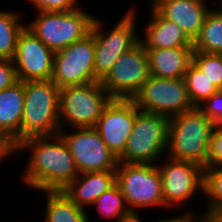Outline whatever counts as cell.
I'll use <instances>...</instances> for the list:
<instances>
[{
    "mask_svg": "<svg viewBox=\"0 0 222 222\" xmlns=\"http://www.w3.org/2000/svg\"><path fill=\"white\" fill-rule=\"evenodd\" d=\"M25 149L31 154L21 179L34 190L62 191L79 175L75 160L59 132L26 139L14 148V153Z\"/></svg>",
    "mask_w": 222,
    "mask_h": 222,
    "instance_id": "obj_1",
    "label": "cell"
},
{
    "mask_svg": "<svg viewBox=\"0 0 222 222\" xmlns=\"http://www.w3.org/2000/svg\"><path fill=\"white\" fill-rule=\"evenodd\" d=\"M215 123L194 107L170 118L166 156L192 161L206 167L209 143Z\"/></svg>",
    "mask_w": 222,
    "mask_h": 222,
    "instance_id": "obj_2",
    "label": "cell"
},
{
    "mask_svg": "<svg viewBox=\"0 0 222 222\" xmlns=\"http://www.w3.org/2000/svg\"><path fill=\"white\" fill-rule=\"evenodd\" d=\"M59 90L51 79L24 81V110L19 143L34 136L60 131Z\"/></svg>",
    "mask_w": 222,
    "mask_h": 222,
    "instance_id": "obj_3",
    "label": "cell"
},
{
    "mask_svg": "<svg viewBox=\"0 0 222 222\" xmlns=\"http://www.w3.org/2000/svg\"><path fill=\"white\" fill-rule=\"evenodd\" d=\"M36 19L27 24L29 29L53 52L83 39L91 32L94 16L83 9L73 11L38 12Z\"/></svg>",
    "mask_w": 222,
    "mask_h": 222,
    "instance_id": "obj_4",
    "label": "cell"
},
{
    "mask_svg": "<svg viewBox=\"0 0 222 222\" xmlns=\"http://www.w3.org/2000/svg\"><path fill=\"white\" fill-rule=\"evenodd\" d=\"M169 121L165 115L137 108L134 128L119 162L157 164L154 162L167 151Z\"/></svg>",
    "mask_w": 222,
    "mask_h": 222,
    "instance_id": "obj_5",
    "label": "cell"
},
{
    "mask_svg": "<svg viewBox=\"0 0 222 222\" xmlns=\"http://www.w3.org/2000/svg\"><path fill=\"white\" fill-rule=\"evenodd\" d=\"M111 99L101 81L60 88V130L65 128V123L70 128L94 127Z\"/></svg>",
    "mask_w": 222,
    "mask_h": 222,
    "instance_id": "obj_6",
    "label": "cell"
},
{
    "mask_svg": "<svg viewBox=\"0 0 222 222\" xmlns=\"http://www.w3.org/2000/svg\"><path fill=\"white\" fill-rule=\"evenodd\" d=\"M123 15L109 33L104 32L105 26L96 16L93 21L91 32L95 40L94 68L99 81L106 77L121 54L128 52L140 42V35L135 25V8L128 9Z\"/></svg>",
    "mask_w": 222,
    "mask_h": 222,
    "instance_id": "obj_7",
    "label": "cell"
},
{
    "mask_svg": "<svg viewBox=\"0 0 222 222\" xmlns=\"http://www.w3.org/2000/svg\"><path fill=\"white\" fill-rule=\"evenodd\" d=\"M116 183L132 214H137L140 207L164 206L162 179L156 164L119 162Z\"/></svg>",
    "mask_w": 222,
    "mask_h": 222,
    "instance_id": "obj_8",
    "label": "cell"
},
{
    "mask_svg": "<svg viewBox=\"0 0 222 222\" xmlns=\"http://www.w3.org/2000/svg\"><path fill=\"white\" fill-rule=\"evenodd\" d=\"M131 100L142 111L169 118L194 108L184 78L165 79L150 75Z\"/></svg>",
    "mask_w": 222,
    "mask_h": 222,
    "instance_id": "obj_9",
    "label": "cell"
},
{
    "mask_svg": "<svg viewBox=\"0 0 222 222\" xmlns=\"http://www.w3.org/2000/svg\"><path fill=\"white\" fill-rule=\"evenodd\" d=\"M95 40L90 32L66 48L55 52L51 80L63 88L99 82L95 76Z\"/></svg>",
    "mask_w": 222,
    "mask_h": 222,
    "instance_id": "obj_10",
    "label": "cell"
},
{
    "mask_svg": "<svg viewBox=\"0 0 222 222\" xmlns=\"http://www.w3.org/2000/svg\"><path fill=\"white\" fill-rule=\"evenodd\" d=\"M71 129L74 130L72 133L65 132V129L59 133L75 160L79 174L116 171L119 160L94 127Z\"/></svg>",
    "mask_w": 222,
    "mask_h": 222,
    "instance_id": "obj_11",
    "label": "cell"
},
{
    "mask_svg": "<svg viewBox=\"0 0 222 222\" xmlns=\"http://www.w3.org/2000/svg\"><path fill=\"white\" fill-rule=\"evenodd\" d=\"M149 77L147 52L139 42L121 54L101 84L112 99H132Z\"/></svg>",
    "mask_w": 222,
    "mask_h": 222,
    "instance_id": "obj_12",
    "label": "cell"
},
{
    "mask_svg": "<svg viewBox=\"0 0 222 222\" xmlns=\"http://www.w3.org/2000/svg\"><path fill=\"white\" fill-rule=\"evenodd\" d=\"M158 165L162 179L164 208L192 199L196 191L203 192L204 167L192 161L174 160L165 156Z\"/></svg>",
    "mask_w": 222,
    "mask_h": 222,
    "instance_id": "obj_13",
    "label": "cell"
},
{
    "mask_svg": "<svg viewBox=\"0 0 222 222\" xmlns=\"http://www.w3.org/2000/svg\"><path fill=\"white\" fill-rule=\"evenodd\" d=\"M136 115L137 107L131 99H111L94 126L117 158L124 153Z\"/></svg>",
    "mask_w": 222,
    "mask_h": 222,
    "instance_id": "obj_14",
    "label": "cell"
},
{
    "mask_svg": "<svg viewBox=\"0 0 222 222\" xmlns=\"http://www.w3.org/2000/svg\"><path fill=\"white\" fill-rule=\"evenodd\" d=\"M55 52L26 27L19 34L13 63L19 81L49 80L53 74Z\"/></svg>",
    "mask_w": 222,
    "mask_h": 222,
    "instance_id": "obj_15",
    "label": "cell"
},
{
    "mask_svg": "<svg viewBox=\"0 0 222 222\" xmlns=\"http://www.w3.org/2000/svg\"><path fill=\"white\" fill-rule=\"evenodd\" d=\"M162 17L175 22L194 41L199 35L208 12L206 0H151Z\"/></svg>",
    "mask_w": 222,
    "mask_h": 222,
    "instance_id": "obj_16",
    "label": "cell"
},
{
    "mask_svg": "<svg viewBox=\"0 0 222 222\" xmlns=\"http://www.w3.org/2000/svg\"><path fill=\"white\" fill-rule=\"evenodd\" d=\"M24 110V82L17 81L0 91V137L14 149L19 144Z\"/></svg>",
    "mask_w": 222,
    "mask_h": 222,
    "instance_id": "obj_17",
    "label": "cell"
},
{
    "mask_svg": "<svg viewBox=\"0 0 222 222\" xmlns=\"http://www.w3.org/2000/svg\"><path fill=\"white\" fill-rule=\"evenodd\" d=\"M116 183V171L79 174L62 192L78 207L86 209Z\"/></svg>",
    "mask_w": 222,
    "mask_h": 222,
    "instance_id": "obj_18",
    "label": "cell"
},
{
    "mask_svg": "<svg viewBox=\"0 0 222 222\" xmlns=\"http://www.w3.org/2000/svg\"><path fill=\"white\" fill-rule=\"evenodd\" d=\"M150 75L165 79L184 78L192 63L193 46L145 49Z\"/></svg>",
    "mask_w": 222,
    "mask_h": 222,
    "instance_id": "obj_19",
    "label": "cell"
},
{
    "mask_svg": "<svg viewBox=\"0 0 222 222\" xmlns=\"http://www.w3.org/2000/svg\"><path fill=\"white\" fill-rule=\"evenodd\" d=\"M150 21L146 24L140 43L145 49L193 46V41L175 22L162 17L153 7Z\"/></svg>",
    "mask_w": 222,
    "mask_h": 222,
    "instance_id": "obj_20",
    "label": "cell"
},
{
    "mask_svg": "<svg viewBox=\"0 0 222 222\" xmlns=\"http://www.w3.org/2000/svg\"><path fill=\"white\" fill-rule=\"evenodd\" d=\"M46 193L44 222H90L86 210L75 205L62 191Z\"/></svg>",
    "mask_w": 222,
    "mask_h": 222,
    "instance_id": "obj_21",
    "label": "cell"
},
{
    "mask_svg": "<svg viewBox=\"0 0 222 222\" xmlns=\"http://www.w3.org/2000/svg\"><path fill=\"white\" fill-rule=\"evenodd\" d=\"M194 52L222 54V14L211 9L199 35L193 41Z\"/></svg>",
    "mask_w": 222,
    "mask_h": 222,
    "instance_id": "obj_22",
    "label": "cell"
},
{
    "mask_svg": "<svg viewBox=\"0 0 222 222\" xmlns=\"http://www.w3.org/2000/svg\"><path fill=\"white\" fill-rule=\"evenodd\" d=\"M18 11L0 10V58L12 60L19 34L26 27Z\"/></svg>",
    "mask_w": 222,
    "mask_h": 222,
    "instance_id": "obj_23",
    "label": "cell"
},
{
    "mask_svg": "<svg viewBox=\"0 0 222 222\" xmlns=\"http://www.w3.org/2000/svg\"><path fill=\"white\" fill-rule=\"evenodd\" d=\"M92 206L98 209L103 219L106 217L109 219L115 218V222H121L132 215L126 205L122 190L117 183L104 192Z\"/></svg>",
    "mask_w": 222,
    "mask_h": 222,
    "instance_id": "obj_24",
    "label": "cell"
},
{
    "mask_svg": "<svg viewBox=\"0 0 222 222\" xmlns=\"http://www.w3.org/2000/svg\"><path fill=\"white\" fill-rule=\"evenodd\" d=\"M184 80L189 98L194 107H199L219 89L193 62L189 65Z\"/></svg>",
    "mask_w": 222,
    "mask_h": 222,
    "instance_id": "obj_25",
    "label": "cell"
},
{
    "mask_svg": "<svg viewBox=\"0 0 222 222\" xmlns=\"http://www.w3.org/2000/svg\"><path fill=\"white\" fill-rule=\"evenodd\" d=\"M203 192L208 199L206 211L222 210V168H204Z\"/></svg>",
    "mask_w": 222,
    "mask_h": 222,
    "instance_id": "obj_26",
    "label": "cell"
},
{
    "mask_svg": "<svg viewBox=\"0 0 222 222\" xmlns=\"http://www.w3.org/2000/svg\"><path fill=\"white\" fill-rule=\"evenodd\" d=\"M192 62L222 90V54L193 52Z\"/></svg>",
    "mask_w": 222,
    "mask_h": 222,
    "instance_id": "obj_27",
    "label": "cell"
},
{
    "mask_svg": "<svg viewBox=\"0 0 222 222\" xmlns=\"http://www.w3.org/2000/svg\"><path fill=\"white\" fill-rule=\"evenodd\" d=\"M204 168H222V131L214 128L207 155V165Z\"/></svg>",
    "mask_w": 222,
    "mask_h": 222,
    "instance_id": "obj_28",
    "label": "cell"
},
{
    "mask_svg": "<svg viewBox=\"0 0 222 222\" xmlns=\"http://www.w3.org/2000/svg\"><path fill=\"white\" fill-rule=\"evenodd\" d=\"M39 12L73 11L78 9V0H29Z\"/></svg>",
    "mask_w": 222,
    "mask_h": 222,
    "instance_id": "obj_29",
    "label": "cell"
},
{
    "mask_svg": "<svg viewBox=\"0 0 222 222\" xmlns=\"http://www.w3.org/2000/svg\"><path fill=\"white\" fill-rule=\"evenodd\" d=\"M199 108L215 123L222 117V90L214 93Z\"/></svg>",
    "mask_w": 222,
    "mask_h": 222,
    "instance_id": "obj_30",
    "label": "cell"
},
{
    "mask_svg": "<svg viewBox=\"0 0 222 222\" xmlns=\"http://www.w3.org/2000/svg\"><path fill=\"white\" fill-rule=\"evenodd\" d=\"M13 60L0 58V91L17 82Z\"/></svg>",
    "mask_w": 222,
    "mask_h": 222,
    "instance_id": "obj_31",
    "label": "cell"
},
{
    "mask_svg": "<svg viewBox=\"0 0 222 222\" xmlns=\"http://www.w3.org/2000/svg\"><path fill=\"white\" fill-rule=\"evenodd\" d=\"M204 222H222V210L213 209L200 214Z\"/></svg>",
    "mask_w": 222,
    "mask_h": 222,
    "instance_id": "obj_32",
    "label": "cell"
},
{
    "mask_svg": "<svg viewBox=\"0 0 222 222\" xmlns=\"http://www.w3.org/2000/svg\"><path fill=\"white\" fill-rule=\"evenodd\" d=\"M10 154H14L12 146L3 138L0 137V161L4 160Z\"/></svg>",
    "mask_w": 222,
    "mask_h": 222,
    "instance_id": "obj_33",
    "label": "cell"
},
{
    "mask_svg": "<svg viewBox=\"0 0 222 222\" xmlns=\"http://www.w3.org/2000/svg\"><path fill=\"white\" fill-rule=\"evenodd\" d=\"M195 216H196V213L191 214L189 211V213L187 212L184 215L176 216L174 218L163 219L159 221L157 220L156 222H190Z\"/></svg>",
    "mask_w": 222,
    "mask_h": 222,
    "instance_id": "obj_34",
    "label": "cell"
},
{
    "mask_svg": "<svg viewBox=\"0 0 222 222\" xmlns=\"http://www.w3.org/2000/svg\"><path fill=\"white\" fill-rule=\"evenodd\" d=\"M121 222H143V221L140 219L137 213V214H132L131 216L123 219Z\"/></svg>",
    "mask_w": 222,
    "mask_h": 222,
    "instance_id": "obj_35",
    "label": "cell"
},
{
    "mask_svg": "<svg viewBox=\"0 0 222 222\" xmlns=\"http://www.w3.org/2000/svg\"><path fill=\"white\" fill-rule=\"evenodd\" d=\"M215 128L222 131V117L215 122Z\"/></svg>",
    "mask_w": 222,
    "mask_h": 222,
    "instance_id": "obj_36",
    "label": "cell"
},
{
    "mask_svg": "<svg viewBox=\"0 0 222 222\" xmlns=\"http://www.w3.org/2000/svg\"><path fill=\"white\" fill-rule=\"evenodd\" d=\"M190 222H204L201 216H195Z\"/></svg>",
    "mask_w": 222,
    "mask_h": 222,
    "instance_id": "obj_37",
    "label": "cell"
},
{
    "mask_svg": "<svg viewBox=\"0 0 222 222\" xmlns=\"http://www.w3.org/2000/svg\"><path fill=\"white\" fill-rule=\"evenodd\" d=\"M219 3H218V6L219 7H217L218 8V10L217 9H215L218 13H220V14H222V0H219L218 1ZM221 2V3H220ZM220 4V5H219Z\"/></svg>",
    "mask_w": 222,
    "mask_h": 222,
    "instance_id": "obj_38",
    "label": "cell"
}]
</instances>
